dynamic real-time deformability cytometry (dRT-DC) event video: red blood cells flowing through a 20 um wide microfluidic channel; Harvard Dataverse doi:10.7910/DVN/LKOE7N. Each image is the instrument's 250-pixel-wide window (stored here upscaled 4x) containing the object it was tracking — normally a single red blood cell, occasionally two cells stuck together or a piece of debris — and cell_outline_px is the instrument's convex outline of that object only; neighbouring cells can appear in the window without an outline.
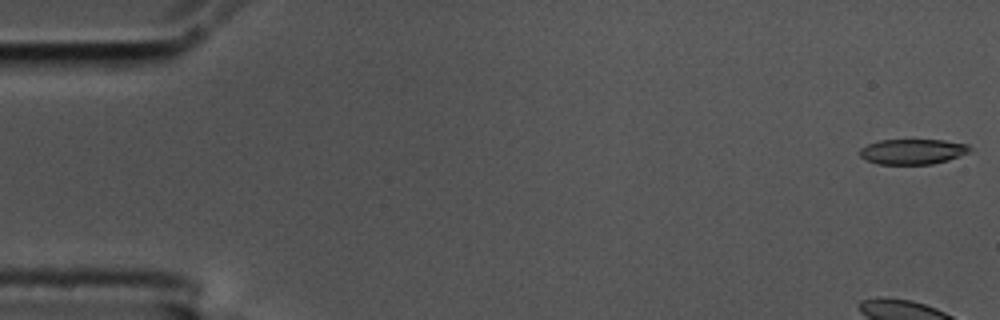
{"species": "common noctule bat (a hibernating species)", "species_latin": "Nyctalus noctula", "temperature_condition": "cold", "stored_images_in_passage": 56, "camera_frame_rate_fps": 3000, "um_per_image_px": 0.085, "animal": {"sex": "male", "body_mass_g": 17.5, "forearm_length_mm": 52.3}, "frame": {"image": 1, "passage_image": 1, "time_ms": 0.0, "image_size_px": [1000, 320], "cell_outline_px": [[972, 152], [948, 160], [932, 164], [876, 164], [864, 160], [860, 156], [860, 148], [868, 144], [880, 140], [944, 140], [968, 144], [972, 148]], "centroid_in_image_um": [77.6, 12.89], "position_along_channel_um": 7.4, "area_um2": 16.42}}
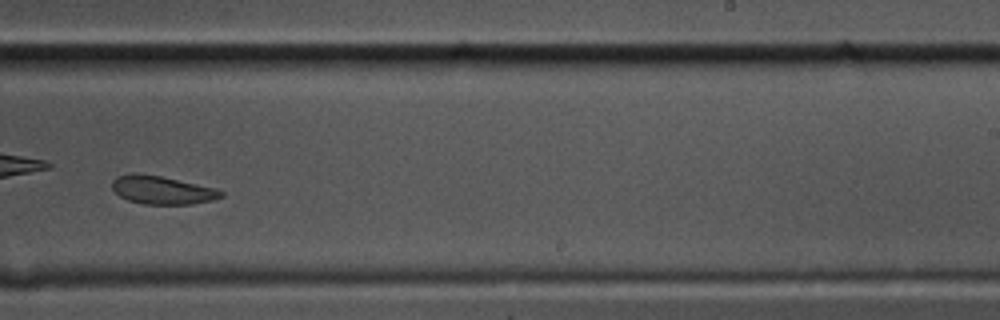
{"frame": {"image": 2, "passage_image": 36, "time_ms": 11.667, "image_size_px": [1000, 320], "cell_outline_px": [[224, 196], [212, 200], [192, 204], [144, 204], [128, 200], [120, 196], [112, 188], [112, 180], [116, 176], [132, 172], [160, 176], [216, 188], [224, 192]], "centroid_in_image_um": [13.77, 16.15], "position_along_channel_um": 275.2, "area_um2": 17.92}}
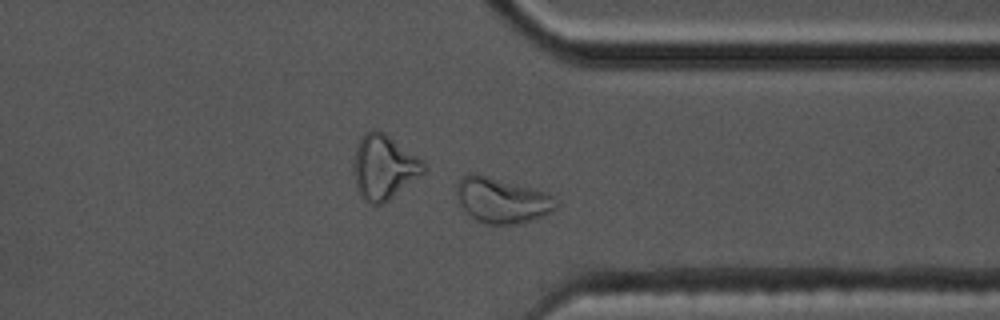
{"frame": {"image": 3, "passage_image": 44, "time_ms": 14.333, "image_size_px": [1000, 320], "cell_outline_px": [[560, 204], [556, 208], [540, 216], [520, 224], [488, 224], [476, 220], [460, 204], [456, 196], [456, 184], [468, 172], [476, 172], [548, 192], [556, 196]], "centroid_in_image_um": [42.68, 16.99], "position_along_channel_um": 368.7, "area_um2": 26.53}, "authors_computed_cell_mechanics": {"area_um2": 18.6694, "velocity_mm_per_s": 3.5388, "shape_relaxation_time_tau1_ms": 6.2471, "shape_relaxation_time_tau2_ms": 6.3671, "deformation_change_tau1": 0.144, "deformation_change_tau2": 0.0976}}